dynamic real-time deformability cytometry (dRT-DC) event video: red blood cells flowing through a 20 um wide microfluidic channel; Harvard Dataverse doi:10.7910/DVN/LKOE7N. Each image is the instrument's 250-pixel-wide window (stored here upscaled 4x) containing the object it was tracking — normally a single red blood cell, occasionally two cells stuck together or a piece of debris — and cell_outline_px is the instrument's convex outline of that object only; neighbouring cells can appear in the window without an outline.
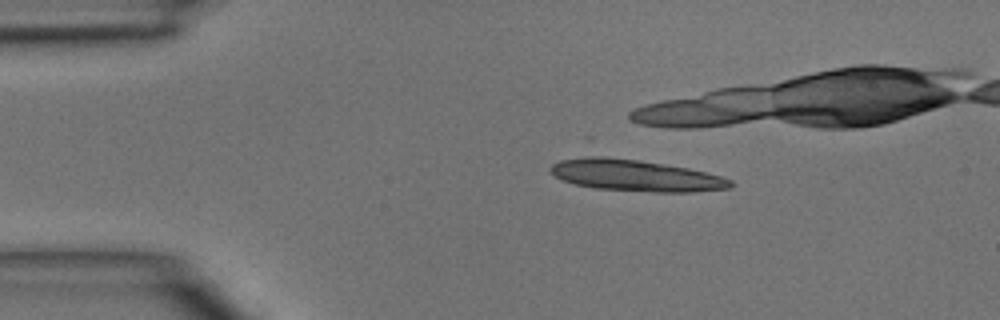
{"species": "common noctule bat (a hibernating species)", "species_latin": "Nyctalus noctula", "temperature_condition": "room temperature", "stored_images_in_passage": 10, "camera_frame_rate_fps": 3000, "um_per_image_px": 0.085, "animal": {"sex": "male", "body_mass_g": 15.6}, "frame": {"image": 1, "passage_image": 6, "time_ms": 1.667, "image_size_px": [1000, 320], "cell_outline_px": [[732, 188], [692, 192], [656, 192], [596, 188], [576, 184], [564, 180], [556, 176], [548, 168], [552, 164], [560, 160], [592, 152], [596, 152], [688, 168], [720, 176], [732, 180]], "centroid_in_image_um": [53.93, 14.85], "position_along_channel_um": 31.1, "area_um2": 33.93}}